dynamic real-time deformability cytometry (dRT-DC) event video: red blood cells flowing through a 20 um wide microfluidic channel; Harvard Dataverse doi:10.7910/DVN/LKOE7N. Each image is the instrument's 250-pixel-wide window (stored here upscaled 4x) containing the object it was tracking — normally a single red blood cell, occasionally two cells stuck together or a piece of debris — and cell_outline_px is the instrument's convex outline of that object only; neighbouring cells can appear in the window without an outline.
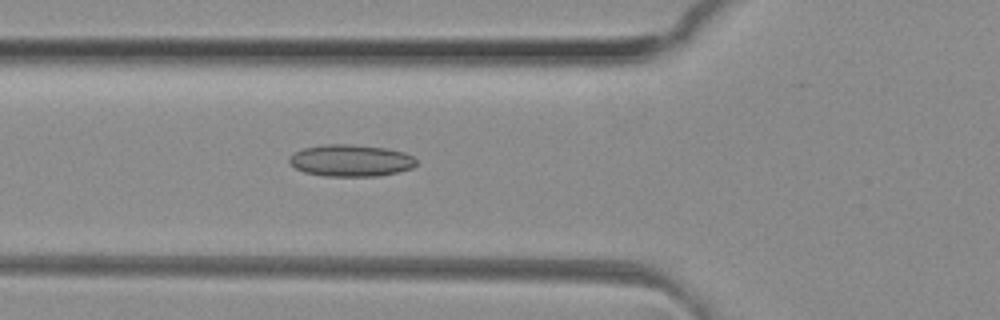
{"species": "common noctule bat (a hibernating species)", "species_latin": "Nyctalus noctula", "temperature_condition": "room temperature", "stored_images_in_passage": 32, "camera_frame_rate_fps": 3000, "um_per_image_px": 0.085, "animal": {"sex": "female", "body_mass_g": 29.2, "forearm_length_mm": 56.3}, "frame": {"image": 1, "passage_image": 4, "time_ms": 1.0, "image_size_px": [1000, 320], "cell_outline_px": [[416, 164], [412, 168], [380, 176], [324, 176], [304, 172], [296, 168], [288, 160], [288, 156], [304, 148], [328, 144], [348, 144], [388, 148], [404, 152], [412, 156], [416, 160]], "centroid_in_image_um": [29.82, 13.64], "position_along_channel_um": 96.0, "area_um2": 23.52}}
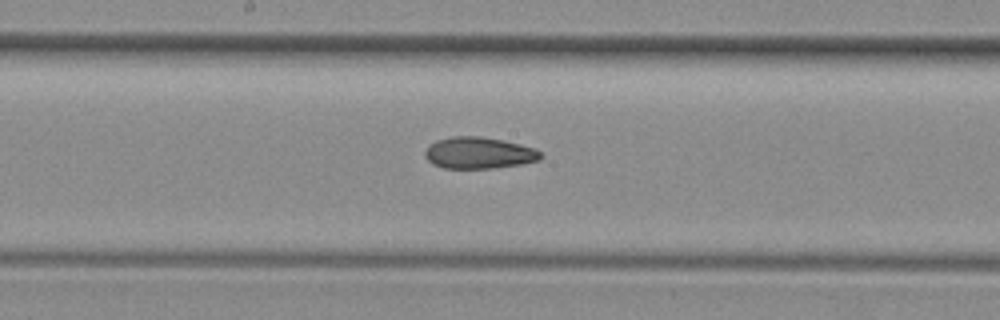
{"frame": {"image": 2, "passage_image": 12, "time_ms": 3.667, "image_size_px": [1000, 320], "cell_outline_px": [[544, 156], [540, 160], [520, 164], [492, 168], [444, 168], [432, 164], [424, 156], [424, 152], [428, 144], [436, 140], [452, 136], [480, 136], [504, 140], [536, 148]], "centroid_in_image_um": [40.69, 12.99], "position_along_channel_um": 207.5, "area_um2": 21.5}}
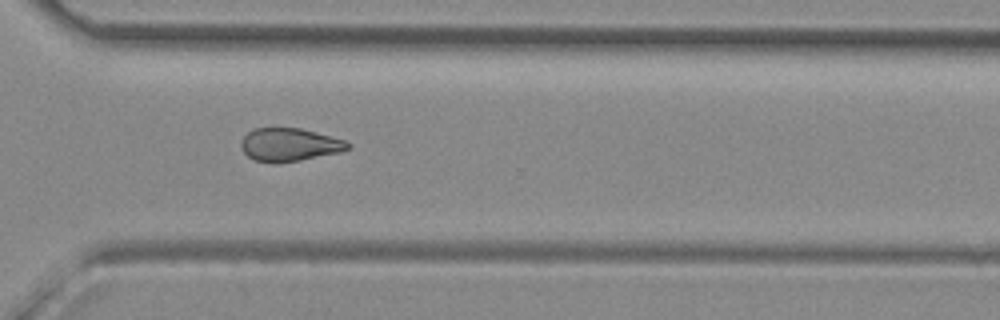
{"frame": {"image": 3, "passage_image": 22, "time_ms": 7.0, "image_size_px": [1000, 320], "cell_outline_px": [[352, 148], [340, 152], [300, 160], [276, 164], [272, 164], [256, 160], [248, 156], [244, 152], [240, 144], [240, 140], [248, 132], [256, 128], [300, 128], [348, 140], [352, 144]], "centroid_in_image_um": [24.64, 12.3], "position_along_channel_um": 346.0, "area_um2": 20.87}, "authors_computed_cell_mechanics": {"area_um2": 21.3282, "velocity_mm_per_s": 4.1695, "shape_relaxation_time_tau1_ms": null, "shape_relaxation_time_tau2_ms": 3.2832, "deformation_change_tau1": null, "deformation_change_tau2": 0.1065}}